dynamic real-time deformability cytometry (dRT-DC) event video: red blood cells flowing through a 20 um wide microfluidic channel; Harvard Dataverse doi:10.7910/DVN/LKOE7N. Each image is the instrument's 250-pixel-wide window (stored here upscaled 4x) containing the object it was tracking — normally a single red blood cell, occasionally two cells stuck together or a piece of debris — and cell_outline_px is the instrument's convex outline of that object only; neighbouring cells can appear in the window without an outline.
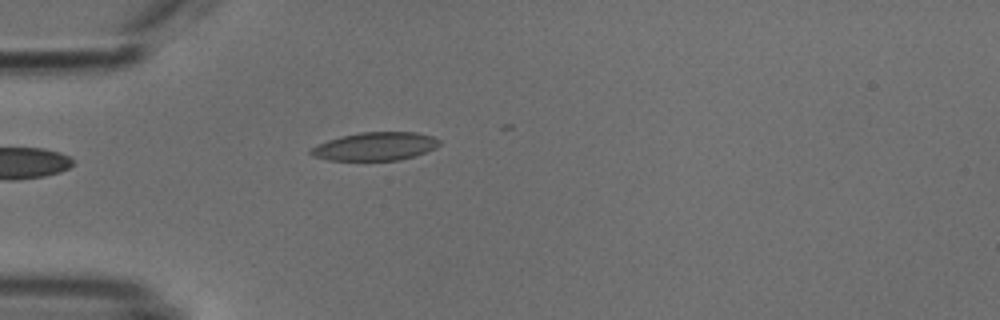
{"species": "common noctule bat (a hibernating species)", "species_latin": "Nyctalus noctula", "temperature_condition": "cold", "stored_images_in_passage": 5, "camera_frame_rate_fps": 3000, "um_per_image_px": 0.085, "animal": {"sex": "male", "body_mass_g": 18.8}, "frame": {"image": 1, "passage_image": 1, "time_ms": 0.0, "image_size_px": [1000, 320], "cell_outline_px": [[440, 144], [436, 148], [416, 156], [400, 160], [328, 160], [312, 156], [308, 152], [312, 148], [328, 140], [340, 136], [360, 132], [416, 132], [432, 136], [440, 140]], "centroid_in_image_um": [31.92, 12.44], "position_along_channel_um": 53.1, "area_um2": 21.21}}